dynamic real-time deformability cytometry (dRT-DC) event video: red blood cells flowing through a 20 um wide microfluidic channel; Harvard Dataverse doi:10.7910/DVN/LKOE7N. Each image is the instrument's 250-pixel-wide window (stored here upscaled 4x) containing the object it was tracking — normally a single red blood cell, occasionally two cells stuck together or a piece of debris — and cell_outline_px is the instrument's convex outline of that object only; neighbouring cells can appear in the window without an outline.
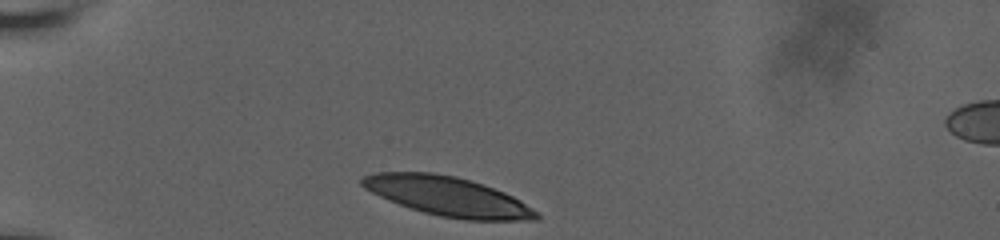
{"species": "human", "species_latin": "Homo sapiens", "temperature_condition": "room temperature", "stored_images_in_passage": 33, "camera_frame_rate_fps": 3000, "um_per_image_px": 0.085, "donor": {"sex": "male"}, "frame": {"image": 1, "passage_image": 1, "time_ms": 0.0, "image_size_px": [1000, 240], "cell_outline_px": [[540, 220], [464, 220], [440, 216], [424, 212], [388, 200], [364, 188], [360, 184], [360, 180], [364, 176], [376, 172], [432, 172], [456, 176], [472, 180], [484, 184], [504, 192], [520, 200], [532, 208], [540, 216]], "centroid_in_image_um": [38.07, 16.68], "position_along_channel_um": 46.9, "area_um2": 39.82}}
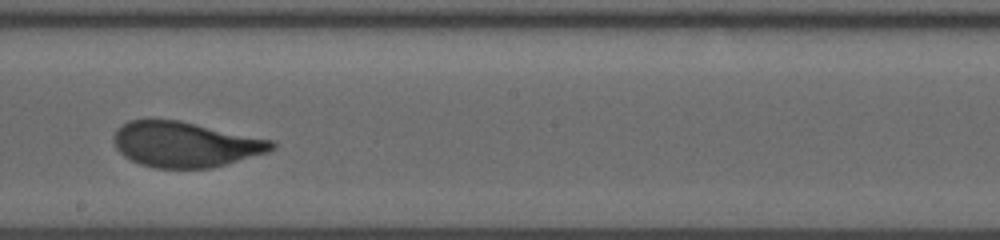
{"frame": {"image": 2, "passage_image": 19, "time_ms": 6.0, "image_size_px": [1000, 240], "cell_outline_px": [[276, 148], [268, 152], [212, 168], [156, 168], [140, 164], [124, 156], [116, 148], [112, 140], [112, 136], [116, 128], [128, 120], [180, 120], [272, 140], [276, 144]], "centroid_in_image_um": [15.72, 12.27], "position_along_channel_um": 232.5, "area_um2": 41.85}}
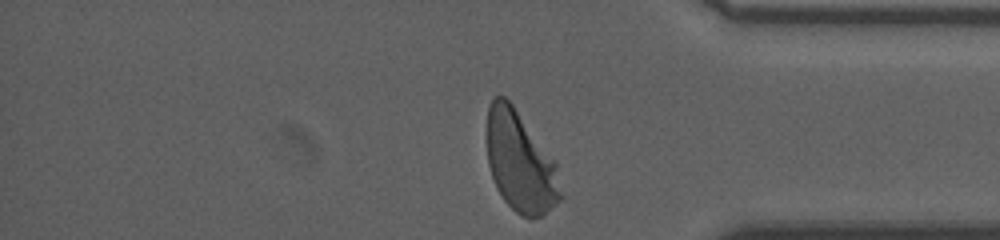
{"frame": {"image": 3, "passage_image": 33, "time_ms": 10.667, "image_size_px": [1000, 240], "cell_outline_px": [[564, 196], [560, 200], [540, 216], [520, 216], [504, 200], [496, 188], [488, 164], [488, 108], [492, 100], [496, 96], [504, 96], [512, 104], [556, 160]], "centroid_in_image_um": [44.26, 13.78], "position_along_channel_um": 390.9, "area_um2": 43.0}, "authors_computed_cell_mechanics": {"area_um2": 42.7142, "velocity_mm_per_s": 3.6319, "shape_relaxation_time_tau1_ms": 4.2346, "shape_relaxation_time_tau2_ms": null, "deformation_change_tau1": 0.1827, "deformation_change_tau2": null}}